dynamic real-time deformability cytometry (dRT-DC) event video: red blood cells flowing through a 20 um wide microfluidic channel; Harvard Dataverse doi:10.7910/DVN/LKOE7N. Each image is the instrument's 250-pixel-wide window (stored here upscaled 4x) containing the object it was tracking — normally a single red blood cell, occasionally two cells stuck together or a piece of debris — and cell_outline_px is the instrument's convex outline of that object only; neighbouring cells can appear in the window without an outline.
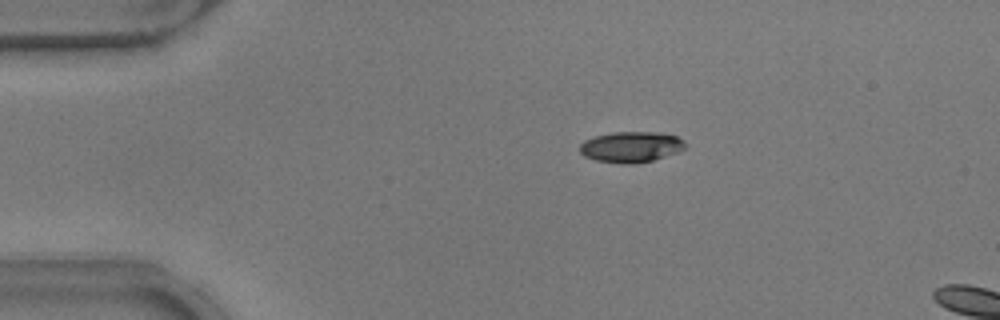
{"species": "common noctule bat (a hibernating species)", "species_latin": "Nyctalus noctula", "temperature_condition": "warm", "stored_images_in_passage": 4, "camera_frame_rate_fps": 3000, "um_per_image_px": 0.085, "animal": {"sex": "male", "body_mass_g": 17.9}, "frame": {"image": 1, "passage_image": 1, "time_ms": 0.0, "image_size_px": [1000, 320], "cell_outline_px": [[688, 144], [680, 152], [652, 160], [632, 164], [620, 164], [596, 160], [584, 156], [580, 152], [580, 144], [584, 140], [596, 136], [612, 132], [656, 132], [676, 136], [684, 140]], "centroid_in_image_um": [53.66, 12.49], "position_along_channel_um": 31.3, "area_um2": 19.02}}